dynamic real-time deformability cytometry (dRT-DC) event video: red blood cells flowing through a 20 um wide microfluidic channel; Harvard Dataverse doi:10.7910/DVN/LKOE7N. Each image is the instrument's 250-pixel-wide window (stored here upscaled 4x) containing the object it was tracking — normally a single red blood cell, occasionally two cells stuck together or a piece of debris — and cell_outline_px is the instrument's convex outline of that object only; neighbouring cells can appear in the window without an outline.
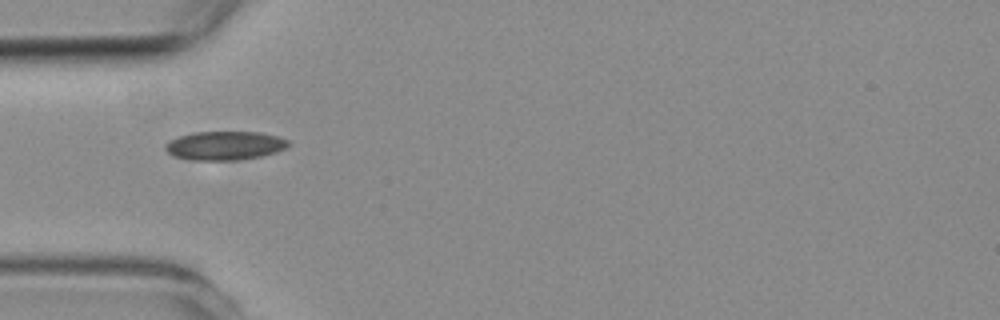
{"species": "common noctule bat (a hibernating species)", "species_latin": "Nyctalus noctula", "temperature_condition": "room temperature", "stored_images_in_passage": 3, "camera_frame_rate_fps": 3000, "um_per_image_px": 0.085, "animal": {"sex": "female", "body_mass_g": 19.3, "forearm_length_mm": 54.1}, "frame": {"image": 1, "passage_image": 1, "time_ms": 0.0, "image_size_px": [1000, 320], "cell_outline_px": [[292, 144], [288, 148], [276, 152], [260, 156], [240, 160], [188, 160], [172, 156], [164, 148], [164, 144], [180, 136], [196, 132], [260, 132], [276, 136], [288, 140]], "centroid_in_image_um": [19.13, 12.38], "position_along_channel_um": 65.9, "area_um2": 20.75}}
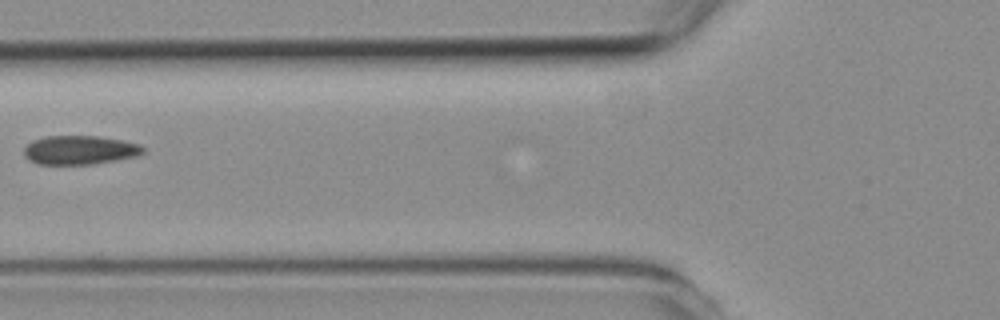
{"frame": {"image": 2, "passage_image": 2, "time_ms": 1.333, "image_size_px": [1000, 320], "cell_outline_px": [[144, 152], [136, 156], [116, 160], [92, 164], [40, 164], [28, 160], [24, 156], [24, 148], [32, 140], [44, 136], [96, 136], [120, 140], [140, 144], [144, 148]], "centroid_in_image_um": [6.75, 12.75], "position_along_channel_um": 119.1, "area_um2": 20.0}}
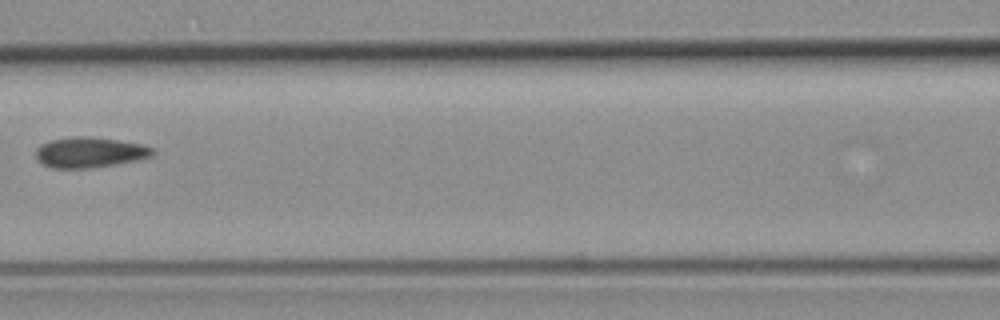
{"frame": {"image": 3, "passage_image": 3, "time_ms": 2.333, "image_size_px": [1000, 320], "cell_outline_px": [[152, 156], [136, 160], [116, 164], [88, 168], [52, 168], [44, 164], [36, 156], [36, 148], [40, 144], [52, 140], [72, 136], [80, 136], [116, 140], [140, 144], [152, 148]], "centroid_in_image_um": [7.58, 12.95], "position_along_channel_um": 159.0, "area_um2": 20.29}}